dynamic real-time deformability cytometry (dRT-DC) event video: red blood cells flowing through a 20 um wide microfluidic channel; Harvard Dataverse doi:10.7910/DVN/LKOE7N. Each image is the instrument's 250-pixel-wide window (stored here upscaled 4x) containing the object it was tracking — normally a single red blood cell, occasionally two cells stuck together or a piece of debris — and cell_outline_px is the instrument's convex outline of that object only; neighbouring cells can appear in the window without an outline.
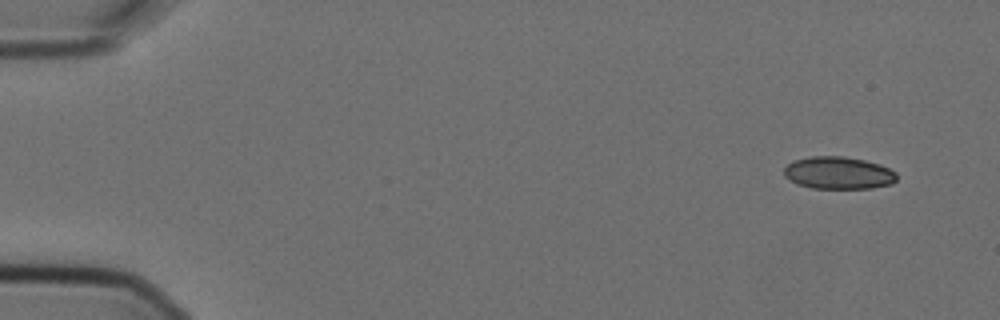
{"species": "Egyptian fruit bat (a non-hibernating species)", "species_latin": "Rousettus aegyptiacus", "temperature_condition": "cold", "stored_images_in_passage": 4, "camera_frame_rate_fps": 3000, "um_per_image_px": 0.085, "animal": {"sex": "female"}, "frame": {"image": 1, "passage_image": 1, "time_ms": 0.0, "image_size_px": [1000, 320], "cell_outline_px": [[896, 180], [892, 184], [872, 188], [812, 188], [796, 184], [784, 176], [784, 168], [792, 160], [808, 156], [844, 156], [864, 160], [880, 164], [896, 172]], "centroid_in_image_um": [71.24, 14.69], "position_along_channel_um": 13.8, "area_um2": 21.44}}